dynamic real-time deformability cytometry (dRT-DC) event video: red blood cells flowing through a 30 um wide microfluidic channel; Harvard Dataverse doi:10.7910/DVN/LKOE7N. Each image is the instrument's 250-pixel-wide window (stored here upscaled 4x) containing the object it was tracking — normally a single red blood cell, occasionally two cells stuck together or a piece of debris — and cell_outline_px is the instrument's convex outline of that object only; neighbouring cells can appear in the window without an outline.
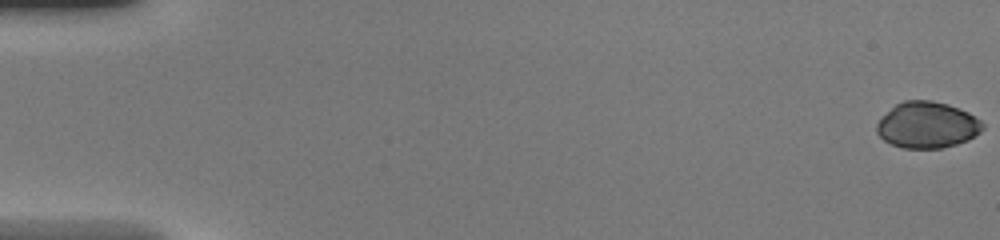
{"species": "common noctule bat (a hibernating species)", "species_latin": "Nyctalus noctula", "temperature_condition": "warm", "stored_images_in_passage": 12, "camera_frame_rate_fps": 3000, "um_per_image_px": 0.085, "animal": {"sex": "female", "body_mass_g": 20.0, "forearm_length_mm": 54.0}, "frame": {"image": 1, "passage_image": 1, "time_ms": 0.0, "image_size_px": [1000, 240], "cell_outline_px": [[984, 128], [980, 132], [968, 140], [944, 148], [904, 148], [892, 144], [884, 140], [876, 132], [876, 124], [896, 104], [904, 100], [932, 100], [948, 104], [968, 112], [980, 120], [984, 124]], "centroid_in_image_um": [78.83, 10.62], "position_along_channel_um": 6.2, "area_um2": 28.44}}
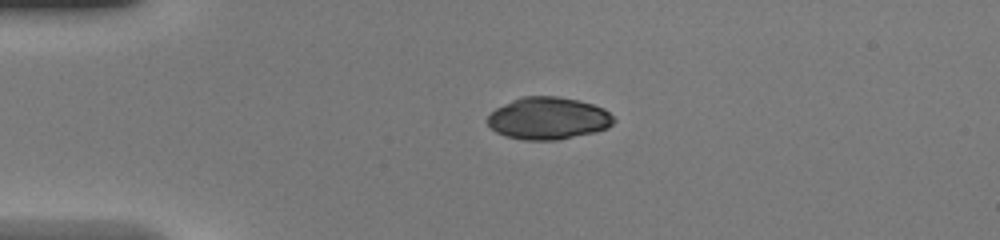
{"frame": {"image": 2, "passage_image": 12, "time_ms": 3.667, "image_size_px": [1000, 240], "cell_outline_px": [[616, 120], [608, 128], [596, 132], [556, 140], [524, 140], [504, 136], [496, 132], [488, 124], [488, 116], [496, 108], [512, 100], [524, 96], [556, 96], [580, 100], [604, 108]], "centroid_in_image_um": [46.61, 10.06], "position_along_channel_um": 38.4, "area_um2": 31.1}}